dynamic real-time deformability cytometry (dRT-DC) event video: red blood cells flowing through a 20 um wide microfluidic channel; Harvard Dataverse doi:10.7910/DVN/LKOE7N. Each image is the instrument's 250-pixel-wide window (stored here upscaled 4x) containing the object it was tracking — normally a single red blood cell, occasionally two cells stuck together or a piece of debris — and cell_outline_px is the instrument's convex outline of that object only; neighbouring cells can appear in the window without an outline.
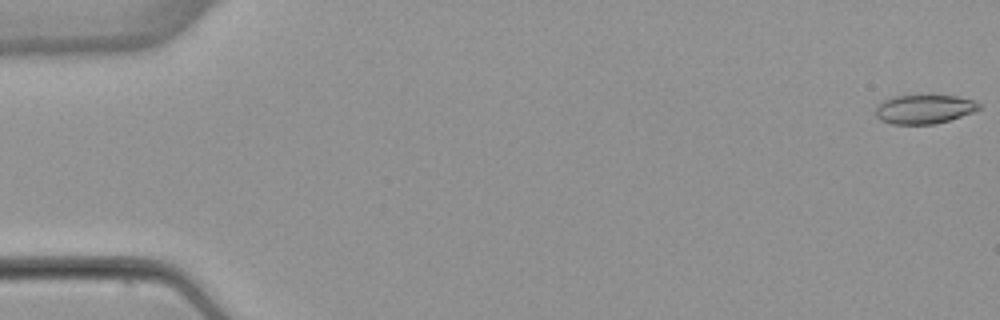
{"species": "common noctule bat (a hibernating species)", "species_latin": "Nyctalus noctula", "temperature_condition": "warm", "stored_images_in_passage": 53, "camera_frame_rate_fps": 3000, "um_per_image_px": 0.085, "animal": {"sex": "female", "body_mass_g": 22.7, "forearm_length_mm": 54.2}, "frame": {"image": 1, "passage_image": 1, "time_ms": 0.0, "image_size_px": [1000, 320], "cell_outline_px": [[980, 108], [972, 112], [936, 124], [892, 124], [880, 120], [876, 116], [876, 104], [892, 96], [956, 96], [976, 100], [980, 104]], "centroid_in_image_um": [78.53, 9.28], "position_along_channel_um": 6.5, "area_um2": 17.4}}
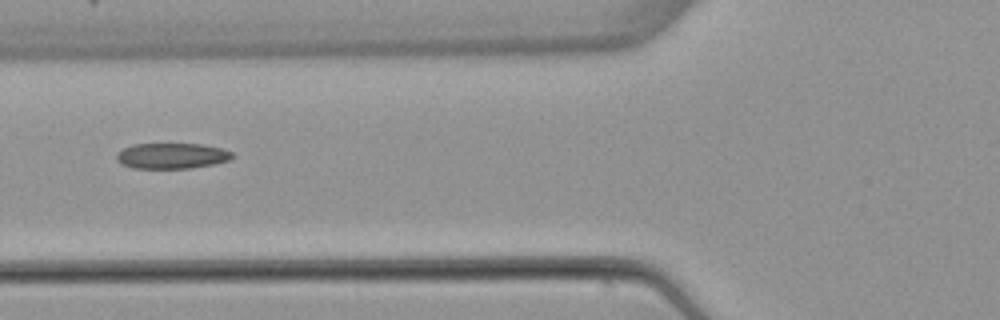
{"frame": {"image": 2, "passage_image": 21, "time_ms": 6.667, "image_size_px": [1000, 320], "cell_outline_px": [[236, 156], [228, 160], [212, 164], [192, 168], [132, 168], [120, 164], [116, 160], [116, 156], [124, 148], [132, 144], [200, 144], [220, 148], [232, 152]], "centroid_in_image_um": [14.59, 13.25], "position_along_channel_um": 111.2, "area_um2": 17.22}}
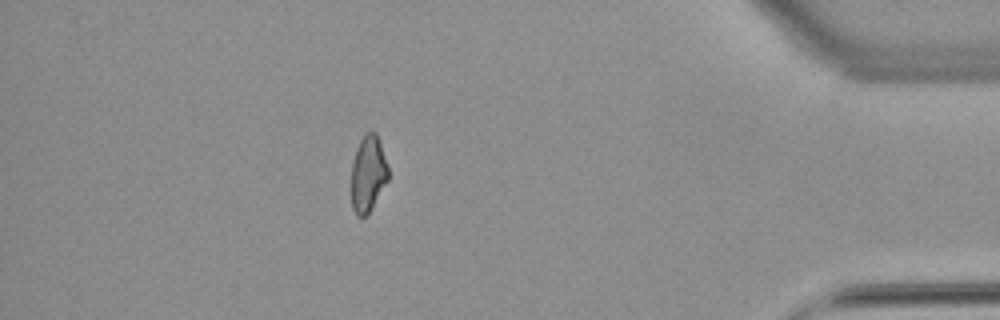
{"frame": {"image": 3, "passage_image": 47, "time_ms": 15.333, "image_size_px": [1000, 320], "cell_outline_px": [[388, 180], [372, 208], [364, 216], [356, 216], [352, 208], [352, 164], [356, 148], [360, 140], [368, 132], [376, 132], [388, 168]], "centroid_in_image_um": [31.28, 14.79], "position_along_channel_um": 403.9, "area_um2": 16.13}, "authors_computed_cell_mechanics": {"area_um2": 17.629, "velocity_mm_per_s": 3.9065, "shape_relaxation_time_tau1_ms": null, "shape_relaxation_time_tau2_ms": 3.5994, "deformation_change_tau1": null, "deformation_change_tau2": 0.1127}}